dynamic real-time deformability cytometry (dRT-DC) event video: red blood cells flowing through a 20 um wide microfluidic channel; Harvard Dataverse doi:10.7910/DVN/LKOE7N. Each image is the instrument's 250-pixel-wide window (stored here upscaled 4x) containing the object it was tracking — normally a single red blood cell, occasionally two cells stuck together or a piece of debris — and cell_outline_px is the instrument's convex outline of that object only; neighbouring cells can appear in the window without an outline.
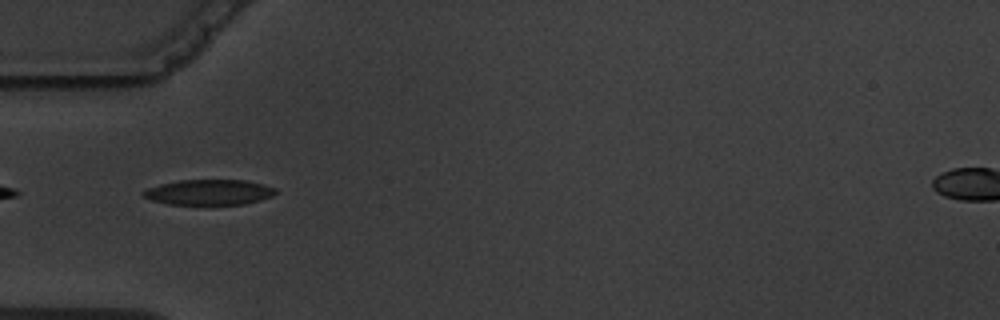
{"species": "common noctule bat (a hibernating species)", "species_latin": "Nyctalus noctula", "temperature_condition": "warm", "stored_images_in_passage": 11, "camera_frame_rate_fps": 3000, "um_per_image_px": 0.085, "animal": {"sex": "male", "body_mass_g": 19.5, "forearm_length_mm": 54.6}, "frame": {"image": 1, "passage_image": 1, "time_ms": 0.0, "image_size_px": [1000, 320], "cell_outline_px": [[276, 192], [272, 196], [260, 200], [244, 204], [168, 204], [152, 200], [144, 196], [140, 192], [148, 188], [160, 184], [180, 180], [244, 180], [264, 184], [276, 188]], "centroid_in_image_um": [17.78, 16.33], "position_along_channel_um": 67.2, "area_um2": 19.48}}
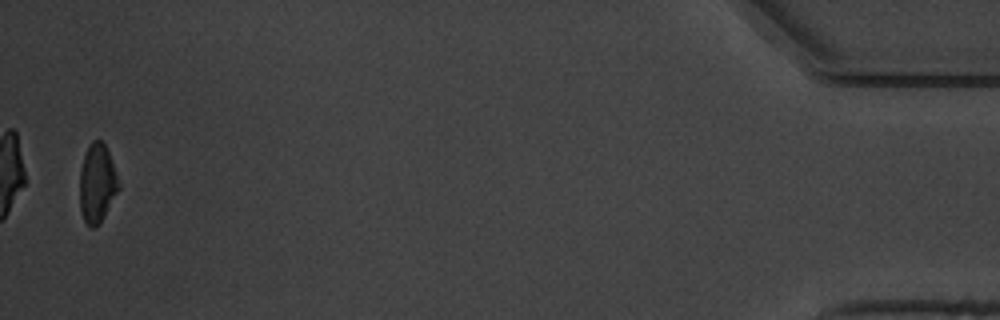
{"frame": {"image": 2, "passage_image": 11, "time_ms": 12.333, "image_size_px": [1000, 320], "cell_outline_px": [[120, 188], [100, 224], [92, 228], [84, 220], [80, 208], [80, 168], [84, 156], [92, 140], [100, 140], [104, 144], [108, 152], [116, 172], [120, 184]], "centroid_in_image_um": [8.26, 15.6], "position_along_channel_um": 426.9, "area_um2": 17.74}, "authors_computed_cell_mechanics": {"area_um2": 20.0566, "velocity_mm_per_s": 3.6269, "shape_relaxation_time_tau1_ms": 3.6549, "shape_relaxation_time_tau2_ms": 2.4785, "deformation_change_tau1": 0.1127, "deformation_change_tau2": 0.0697}}